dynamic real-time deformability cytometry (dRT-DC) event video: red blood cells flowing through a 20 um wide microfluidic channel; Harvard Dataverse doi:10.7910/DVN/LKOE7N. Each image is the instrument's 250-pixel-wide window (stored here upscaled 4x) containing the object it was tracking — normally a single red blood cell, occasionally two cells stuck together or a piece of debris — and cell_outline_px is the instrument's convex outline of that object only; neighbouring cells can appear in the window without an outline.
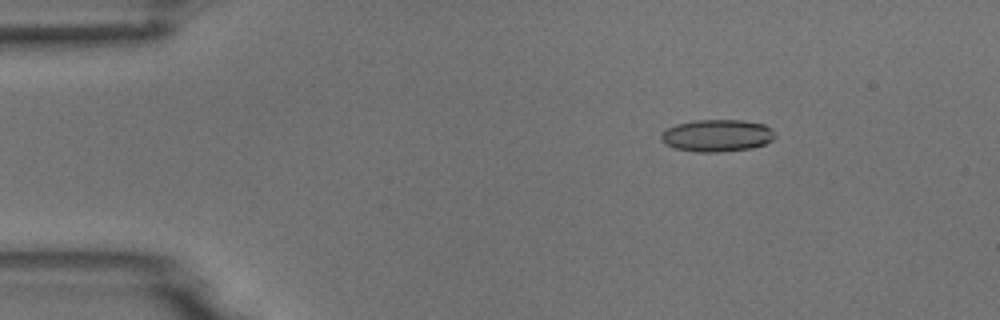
{"species": "common noctule bat (a hibernating species)", "species_latin": "Nyctalus noctula", "temperature_condition": "room temperature", "stored_images_in_passage": 5, "camera_frame_rate_fps": 3000, "um_per_image_px": 0.085, "animal": {"sex": "male", "body_mass_g": 18.8}, "frame": {"image": 1, "passage_image": 3, "time_ms": 0.667, "image_size_px": [1000, 320], "cell_outline_px": [[776, 136], [772, 140], [764, 144], [752, 148], [720, 152], [696, 152], [676, 148], [664, 144], [660, 140], [660, 136], [668, 128], [676, 124], [696, 120], [744, 120], [764, 124], [772, 128]], "centroid_in_image_um": [60.97, 11.52], "position_along_channel_um": 24.0, "area_um2": 21.44}}